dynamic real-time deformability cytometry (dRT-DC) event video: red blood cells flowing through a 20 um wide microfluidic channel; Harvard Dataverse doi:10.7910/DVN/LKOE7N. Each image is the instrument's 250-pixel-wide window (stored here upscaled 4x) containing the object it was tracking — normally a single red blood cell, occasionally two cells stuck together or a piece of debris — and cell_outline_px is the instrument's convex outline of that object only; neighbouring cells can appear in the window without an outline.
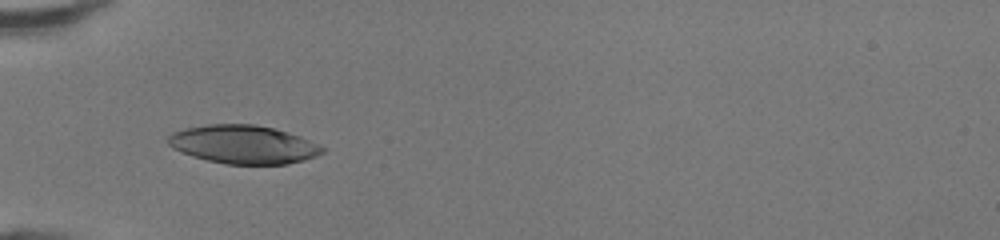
{"species": "human", "species_latin": "Homo sapiens", "temperature_condition": "room temperature", "stored_images_in_passage": 32, "camera_frame_rate_fps": 3000, "um_per_image_px": 0.085, "donor": {"sex": "female"}, "frame": {"image": 1, "passage_image": 1, "time_ms": 0.0, "image_size_px": [1000, 240], "cell_outline_px": [[324, 152], [316, 156], [304, 160], [288, 164], [224, 164], [192, 156], [180, 152], [172, 148], [168, 144], [168, 136], [172, 132], [184, 128], [208, 124], [256, 124], [272, 128], [300, 136], [324, 148]], "centroid_in_image_um": [20.65, 12.28], "position_along_channel_um": 64.4, "area_um2": 34.51}}
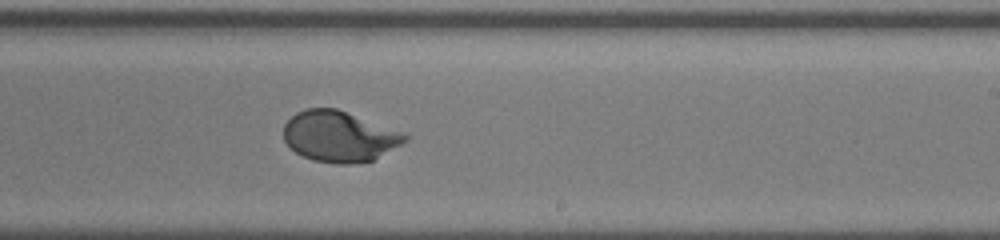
{"frame": {"image": 2, "passage_image": 15, "time_ms": 4.667, "image_size_px": [1000, 240], "cell_outline_px": [[408, 140], [372, 160], [352, 164], [336, 164], [312, 160], [296, 152], [284, 140], [284, 124], [296, 112], [308, 108], [336, 108], [404, 132], [408, 136]], "centroid_in_image_um": [28.84, 11.59], "position_along_channel_um": 260.2, "area_um2": 35.72}}
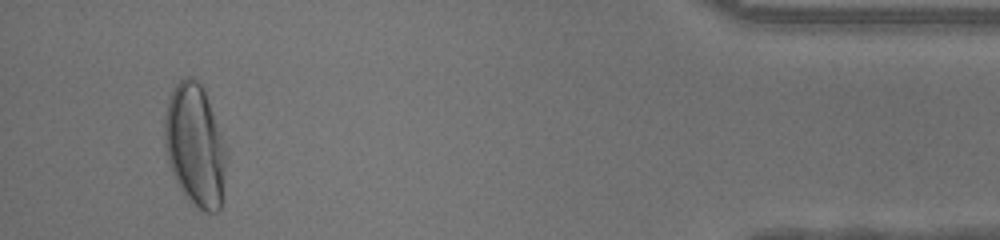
{"frame": {"image": 3, "passage_image": 30, "time_ms": 9.667, "image_size_px": [1000, 240], "cell_outline_px": [[228, 156], [220, 208], [216, 212], [204, 212], [192, 204], [188, 200], [176, 180], [172, 172], [168, 160], [164, 140], [164, 116], [168, 100], [176, 84], [184, 76], [192, 76], [200, 84], [204, 92], [228, 152]], "centroid_in_image_um": [16.59, 12.38], "position_along_channel_um": 418.6, "area_um2": 43.75}, "authors_computed_cell_mechanics": {"area_um2": 36.0672, "velocity_mm_per_s": 4.3048, "shape_relaxation_time_tau1_ms": 3.0274, "shape_relaxation_time_tau2_ms": null, "deformation_change_tau1": 0.1992, "deformation_change_tau2": null}}